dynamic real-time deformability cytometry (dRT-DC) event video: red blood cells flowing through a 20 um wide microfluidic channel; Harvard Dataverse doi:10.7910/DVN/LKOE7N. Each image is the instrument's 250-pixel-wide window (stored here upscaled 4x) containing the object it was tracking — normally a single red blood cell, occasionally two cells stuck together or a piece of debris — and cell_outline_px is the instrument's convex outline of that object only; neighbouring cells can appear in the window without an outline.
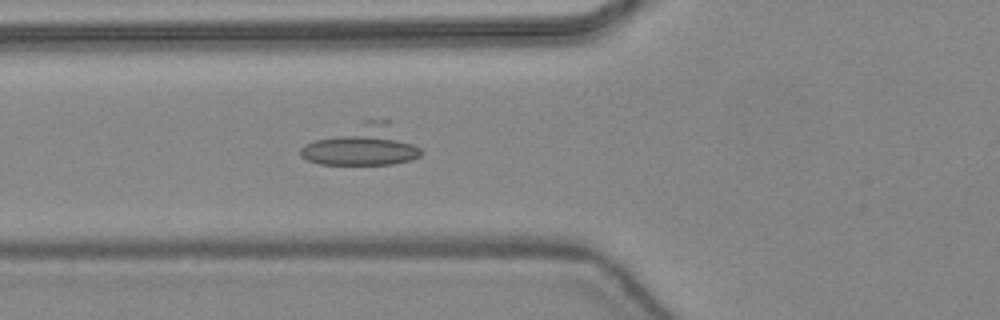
{"species": "common noctule bat (a hibernating species)", "species_latin": "Nyctalus noctula", "temperature_condition": "warm", "stored_images_in_passage": 31, "camera_frame_rate_fps": 3000, "um_per_image_px": 0.085, "animal": {"sex": "female", "body_mass_g": 24.6, "forearm_length_mm": 56.2}, "frame": {"image": 1, "passage_image": 7, "time_ms": 2.0, "image_size_px": [1000, 320], "cell_outline_px": [[420, 156], [412, 160], [392, 164], [320, 164], [308, 160], [300, 156], [300, 148], [304, 144], [312, 140], [360, 120], [388, 120], [420, 148]], "centroid_in_image_um": [30.77, 12.35], "position_along_channel_um": 95.0, "area_um2": 28.26}}
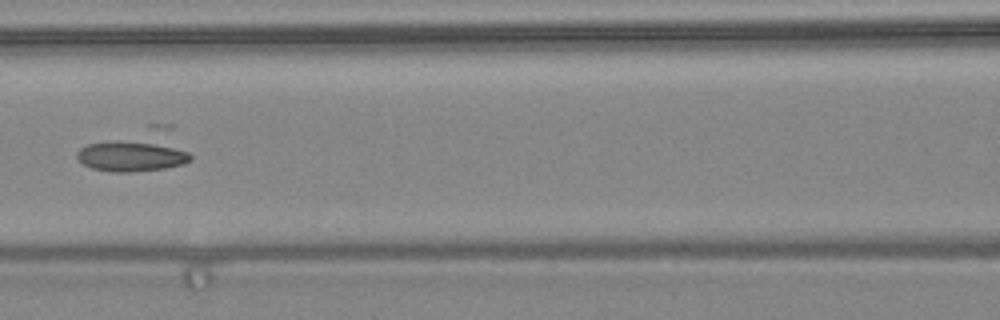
{"frame": {"image": 2, "passage_image": 11, "time_ms": 3.333, "image_size_px": [1000, 320], "cell_outline_px": [[192, 160], [184, 164], [164, 168], [128, 172], [112, 172], [92, 168], [84, 164], [76, 156], [76, 152], [80, 148], [88, 144], [112, 140], [148, 140], [164, 144], [188, 152], [192, 156]], "centroid_in_image_um": [11.16, 13.24], "position_along_channel_um": 155.4, "area_um2": 20.52}}
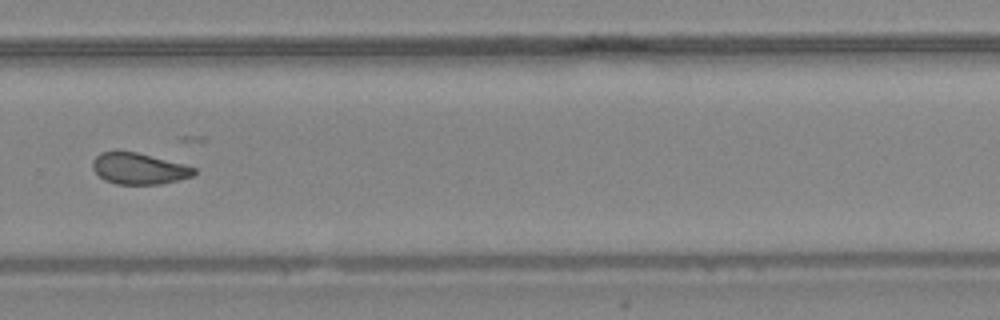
{"frame": {"image": 3, "passage_image": 22, "time_ms": 7.0, "image_size_px": [1000, 320], "cell_outline_px": [[196, 172], [192, 176], [160, 184], [116, 184], [104, 180], [92, 168], [92, 160], [100, 152], [136, 152], [184, 164], [196, 168]], "centroid_in_image_um": [11.79, 14.34], "position_along_channel_um": 318.0, "area_um2": 18.26}}